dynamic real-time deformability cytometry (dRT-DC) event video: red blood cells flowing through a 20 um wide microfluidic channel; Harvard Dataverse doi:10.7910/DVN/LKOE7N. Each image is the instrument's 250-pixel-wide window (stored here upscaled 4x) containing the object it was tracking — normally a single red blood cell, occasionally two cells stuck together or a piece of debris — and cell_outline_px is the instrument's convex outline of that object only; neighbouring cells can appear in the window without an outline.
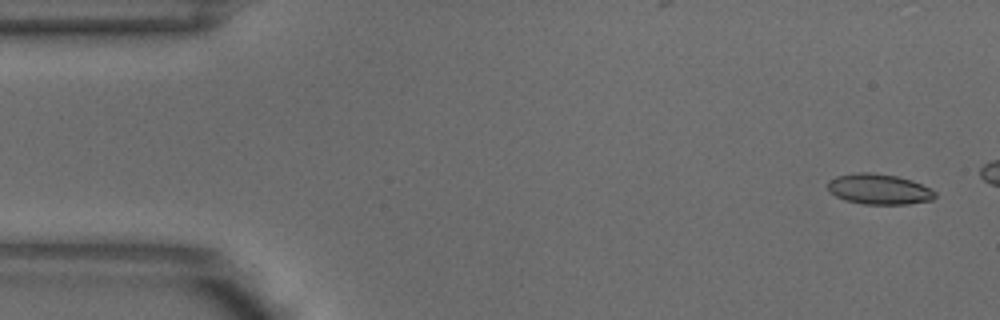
{"species": "common noctule bat (a hibernating species)", "species_latin": "Nyctalus noctula", "temperature_condition": "warm", "stored_images_in_passage": 2, "camera_frame_rate_fps": 3000, "um_per_image_px": 0.085, "animal": {"sex": "male", "body_mass_g": 18.8}, "frame": {"image": 1, "passage_image": 1, "time_ms": 0.0, "image_size_px": [1000, 320], "cell_outline_px": [[936, 196], [932, 200], [908, 204], [864, 204], [844, 200], [828, 192], [828, 180], [836, 176], [856, 172], [872, 172], [896, 176], [912, 180], [936, 192]], "centroid_in_image_um": [74.68, 16.07], "position_along_channel_um": 10.3, "area_um2": 19.13}}